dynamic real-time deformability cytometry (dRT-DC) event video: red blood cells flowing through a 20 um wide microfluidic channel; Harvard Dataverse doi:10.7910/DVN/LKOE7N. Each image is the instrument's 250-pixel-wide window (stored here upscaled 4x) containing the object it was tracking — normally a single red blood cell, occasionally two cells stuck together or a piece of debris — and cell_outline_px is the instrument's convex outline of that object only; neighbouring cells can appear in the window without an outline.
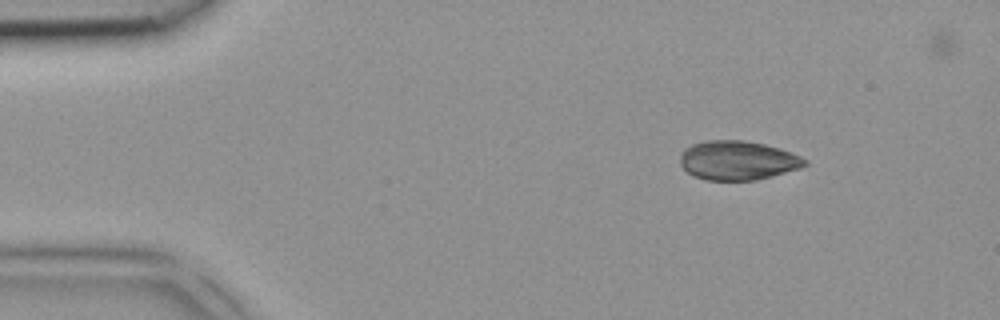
{"species": "common noctule bat (a hibernating species)", "species_latin": "Nyctalus noctula", "temperature_condition": "room temperature", "stored_images_in_passage": 3, "camera_frame_rate_fps": 3000, "um_per_image_px": 0.085, "animal": {"sex": "female", "body_mass_g": 18.4}, "frame": {"image": 1, "passage_image": 1, "time_ms": 0.0, "image_size_px": [1000, 320], "cell_outline_px": [[808, 164], [800, 168], [772, 176], [756, 180], [704, 180], [692, 176], [680, 164], [680, 152], [684, 148], [692, 144], [704, 140], [744, 140], [764, 144], [780, 148], [792, 152], [808, 160]], "centroid_in_image_um": [62.69, 13.63], "position_along_channel_um": 22.3, "area_um2": 28.78}}
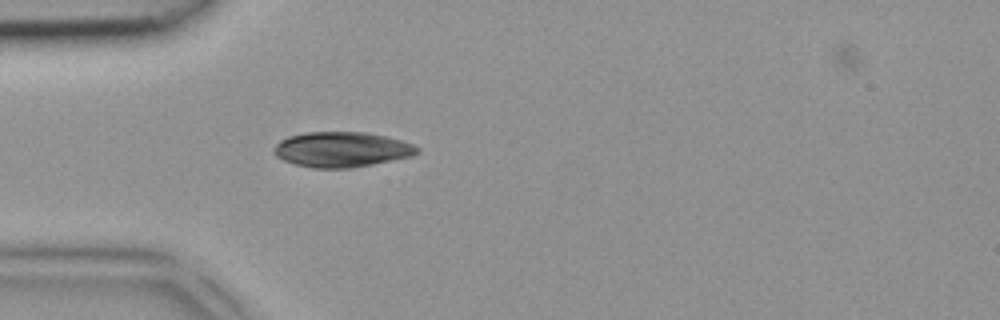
{"frame": {"image": 2, "passage_image": 3, "time_ms": 0.667, "image_size_px": [1000, 320], "cell_outline_px": [[420, 152], [412, 156], [352, 168], [312, 168], [296, 164], [284, 160], [276, 156], [272, 148], [280, 140], [288, 136], [308, 132], [364, 132], [384, 136], [400, 140], [412, 144], [420, 148]], "centroid_in_image_um": [29.03, 12.7], "position_along_channel_um": 56.0, "area_um2": 29.3}}